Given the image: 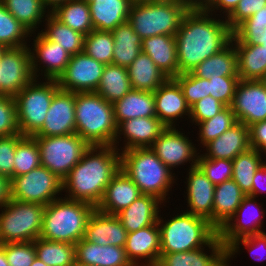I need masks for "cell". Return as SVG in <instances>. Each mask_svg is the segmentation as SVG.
<instances>
[{
    "label": "cell",
    "mask_w": 266,
    "mask_h": 266,
    "mask_svg": "<svg viewBox=\"0 0 266 266\" xmlns=\"http://www.w3.org/2000/svg\"><path fill=\"white\" fill-rule=\"evenodd\" d=\"M232 36L226 19H216L205 10L189 9L175 35L179 74L190 73L205 59L221 51L231 42Z\"/></svg>",
    "instance_id": "obj_1"
},
{
    "label": "cell",
    "mask_w": 266,
    "mask_h": 266,
    "mask_svg": "<svg viewBox=\"0 0 266 266\" xmlns=\"http://www.w3.org/2000/svg\"><path fill=\"white\" fill-rule=\"evenodd\" d=\"M121 169V153L113 146H90L62 181L66 198L95 208L111 179Z\"/></svg>",
    "instance_id": "obj_2"
},
{
    "label": "cell",
    "mask_w": 266,
    "mask_h": 266,
    "mask_svg": "<svg viewBox=\"0 0 266 266\" xmlns=\"http://www.w3.org/2000/svg\"><path fill=\"white\" fill-rule=\"evenodd\" d=\"M75 132L90 146L113 145L117 135L113 104L96 92L75 93Z\"/></svg>",
    "instance_id": "obj_3"
},
{
    "label": "cell",
    "mask_w": 266,
    "mask_h": 266,
    "mask_svg": "<svg viewBox=\"0 0 266 266\" xmlns=\"http://www.w3.org/2000/svg\"><path fill=\"white\" fill-rule=\"evenodd\" d=\"M121 153V169L137 185L141 194L157 197L163 203L168 196L175 174L150 149L133 148Z\"/></svg>",
    "instance_id": "obj_4"
},
{
    "label": "cell",
    "mask_w": 266,
    "mask_h": 266,
    "mask_svg": "<svg viewBox=\"0 0 266 266\" xmlns=\"http://www.w3.org/2000/svg\"><path fill=\"white\" fill-rule=\"evenodd\" d=\"M95 207L83 201L59 197L45 206L40 238L76 244L84 238L88 218Z\"/></svg>",
    "instance_id": "obj_5"
},
{
    "label": "cell",
    "mask_w": 266,
    "mask_h": 266,
    "mask_svg": "<svg viewBox=\"0 0 266 266\" xmlns=\"http://www.w3.org/2000/svg\"><path fill=\"white\" fill-rule=\"evenodd\" d=\"M157 223L160 228L161 254L210 248V242L218 235V230L208 220L185 211L177 213L168 221L159 215Z\"/></svg>",
    "instance_id": "obj_6"
},
{
    "label": "cell",
    "mask_w": 266,
    "mask_h": 266,
    "mask_svg": "<svg viewBox=\"0 0 266 266\" xmlns=\"http://www.w3.org/2000/svg\"><path fill=\"white\" fill-rule=\"evenodd\" d=\"M188 11L186 0L133 2L128 22L142 39L161 34L175 36Z\"/></svg>",
    "instance_id": "obj_7"
},
{
    "label": "cell",
    "mask_w": 266,
    "mask_h": 266,
    "mask_svg": "<svg viewBox=\"0 0 266 266\" xmlns=\"http://www.w3.org/2000/svg\"><path fill=\"white\" fill-rule=\"evenodd\" d=\"M3 208V209H2ZM0 213V244L40 238L45 206L11 199Z\"/></svg>",
    "instance_id": "obj_8"
},
{
    "label": "cell",
    "mask_w": 266,
    "mask_h": 266,
    "mask_svg": "<svg viewBox=\"0 0 266 266\" xmlns=\"http://www.w3.org/2000/svg\"><path fill=\"white\" fill-rule=\"evenodd\" d=\"M33 79L15 97L19 132L34 136L43 126L54 94L60 89L56 80L40 83ZM38 82V83H37Z\"/></svg>",
    "instance_id": "obj_9"
},
{
    "label": "cell",
    "mask_w": 266,
    "mask_h": 266,
    "mask_svg": "<svg viewBox=\"0 0 266 266\" xmlns=\"http://www.w3.org/2000/svg\"><path fill=\"white\" fill-rule=\"evenodd\" d=\"M33 137L40 149L41 165L62 181L90 147L77 133Z\"/></svg>",
    "instance_id": "obj_10"
},
{
    "label": "cell",
    "mask_w": 266,
    "mask_h": 266,
    "mask_svg": "<svg viewBox=\"0 0 266 266\" xmlns=\"http://www.w3.org/2000/svg\"><path fill=\"white\" fill-rule=\"evenodd\" d=\"M61 192L62 180L42 165L11 179V199L19 202L46 206Z\"/></svg>",
    "instance_id": "obj_11"
},
{
    "label": "cell",
    "mask_w": 266,
    "mask_h": 266,
    "mask_svg": "<svg viewBox=\"0 0 266 266\" xmlns=\"http://www.w3.org/2000/svg\"><path fill=\"white\" fill-rule=\"evenodd\" d=\"M30 45L8 47L0 61V94L15 97L34 76L31 70Z\"/></svg>",
    "instance_id": "obj_12"
},
{
    "label": "cell",
    "mask_w": 266,
    "mask_h": 266,
    "mask_svg": "<svg viewBox=\"0 0 266 266\" xmlns=\"http://www.w3.org/2000/svg\"><path fill=\"white\" fill-rule=\"evenodd\" d=\"M104 68L103 63L81 52L70 57L68 65L56 81L64 91L96 92Z\"/></svg>",
    "instance_id": "obj_13"
},
{
    "label": "cell",
    "mask_w": 266,
    "mask_h": 266,
    "mask_svg": "<svg viewBox=\"0 0 266 266\" xmlns=\"http://www.w3.org/2000/svg\"><path fill=\"white\" fill-rule=\"evenodd\" d=\"M255 199V197L246 195L236 212L218 230V237L226 248L236 239L264 233L261 230L263 226L261 220L265 217V210L257 206L260 204H257Z\"/></svg>",
    "instance_id": "obj_14"
},
{
    "label": "cell",
    "mask_w": 266,
    "mask_h": 266,
    "mask_svg": "<svg viewBox=\"0 0 266 266\" xmlns=\"http://www.w3.org/2000/svg\"><path fill=\"white\" fill-rule=\"evenodd\" d=\"M230 107L247 127L266 120V87L260 80H239Z\"/></svg>",
    "instance_id": "obj_15"
},
{
    "label": "cell",
    "mask_w": 266,
    "mask_h": 266,
    "mask_svg": "<svg viewBox=\"0 0 266 266\" xmlns=\"http://www.w3.org/2000/svg\"><path fill=\"white\" fill-rule=\"evenodd\" d=\"M181 133L176 127H166L160 136L153 142L150 149L171 170L188 161L190 168L197 165L198 150L189 137Z\"/></svg>",
    "instance_id": "obj_16"
},
{
    "label": "cell",
    "mask_w": 266,
    "mask_h": 266,
    "mask_svg": "<svg viewBox=\"0 0 266 266\" xmlns=\"http://www.w3.org/2000/svg\"><path fill=\"white\" fill-rule=\"evenodd\" d=\"M34 38L33 48H30L31 70L34 78L41 81L42 75L45 77L44 80H57L68 65L71 55L65 48L46 39L40 32ZM41 64H43V69Z\"/></svg>",
    "instance_id": "obj_17"
},
{
    "label": "cell",
    "mask_w": 266,
    "mask_h": 266,
    "mask_svg": "<svg viewBox=\"0 0 266 266\" xmlns=\"http://www.w3.org/2000/svg\"><path fill=\"white\" fill-rule=\"evenodd\" d=\"M75 132V93L59 89L42 128L34 136H64Z\"/></svg>",
    "instance_id": "obj_18"
},
{
    "label": "cell",
    "mask_w": 266,
    "mask_h": 266,
    "mask_svg": "<svg viewBox=\"0 0 266 266\" xmlns=\"http://www.w3.org/2000/svg\"><path fill=\"white\" fill-rule=\"evenodd\" d=\"M165 129L166 126L156 116L132 118L117 126V135L113 146L120 151L118 145L122 134L123 141L126 142L121 148L122 151L150 147Z\"/></svg>",
    "instance_id": "obj_19"
},
{
    "label": "cell",
    "mask_w": 266,
    "mask_h": 266,
    "mask_svg": "<svg viewBox=\"0 0 266 266\" xmlns=\"http://www.w3.org/2000/svg\"><path fill=\"white\" fill-rule=\"evenodd\" d=\"M124 249L133 266L158 263L161 254V237L158 223L128 233Z\"/></svg>",
    "instance_id": "obj_20"
},
{
    "label": "cell",
    "mask_w": 266,
    "mask_h": 266,
    "mask_svg": "<svg viewBox=\"0 0 266 266\" xmlns=\"http://www.w3.org/2000/svg\"><path fill=\"white\" fill-rule=\"evenodd\" d=\"M156 117L166 127H176L178 118L190 116L182 89L174 78H168L154 91ZM176 121V122H175Z\"/></svg>",
    "instance_id": "obj_21"
},
{
    "label": "cell",
    "mask_w": 266,
    "mask_h": 266,
    "mask_svg": "<svg viewBox=\"0 0 266 266\" xmlns=\"http://www.w3.org/2000/svg\"><path fill=\"white\" fill-rule=\"evenodd\" d=\"M187 181V213L205 218L213 225V198L215 185L196 165L188 168Z\"/></svg>",
    "instance_id": "obj_22"
},
{
    "label": "cell",
    "mask_w": 266,
    "mask_h": 266,
    "mask_svg": "<svg viewBox=\"0 0 266 266\" xmlns=\"http://www.w3.org/2000/svg\"><path fill=\"white\" fill-rule=\"evenodd\" d=\"M127 234L116 215L106 214L95 208L88 218L84 239L101 246L124 247Z\"/></svg>",
    "instance_id": "obj_23"
},
{
    "label": "cell",
    "mask_w": 266,
    "mask_h": 266,
    "mask_svg": "<svg viewBox=\"0 0 266 266\" xmlns=\"http://www.w3.org/2000/svg\"><path fill=\"white\" fill-rule=\"evenodd\" d=\"M202 155L213 159L233 160L237 155L251 148L250 129L242 122H237L218 138L206 143Z\"/></svg>",
    "instance_id": "obj_24"
},
{
    "label": "cell",
    "mask_w": 266,
    "mask_h": 266,
    "mask_svg": "<svg viewBox=\"0 0 266 266\" xmlns=\"http://www.w3.org/2000/svg\"><path fill=\"white\" fill-rule=\"evenodd\" d=\"M141 192L125 171L120 169L107 185L103 198L96 209L116 215L135 201Z\"/></svg>",
    "instance_id": "obj_25"
},
{
    "label": "cell",
    "mask_w": 266,
    "mask_h": 266,
    "mask_svg": "<svg viewBox=\"0 0 266 266\" xmlns=\"http://www.w3.org/2000/svg\"><path fill=\"white\" fill-rule=\"evenodd\" d=\"M211 254L204 248L185 252L160 254V266H227V252L218 235L210 242Z\"/></svg>",
    "instance_id": "obj_26"
},
{
    "label": "cell",
    "mask_w": 266,
    "mask_h": 266,
    "mask_svg": "<svg viewBox=\"0 0 266 266\" xmlns=\"http://www.w3.org/2000/svg\"><path fill=\"white\" fill-rule=\"evenodd\" d=\"M76 262L91 266H133L124 247L101 246L84 238L75 244Z\"/></svg>",
    "instance_id": "obj_27"
},
{
    "label": "cell",
    "mask_w": 266,
    "mask_h": 266,
    "mask_svg": "<svg viewBox=\"0 0 266 266\" xmlns=\"http://www.w3.org/2000/svg\"><path fill=\"white\" fill-rule=\"evenodd\" d=\"M162 203L155 196L141 194L116 216L128 233L135 232L158 221Z\"/></svg>",
    "instance_id": "obj_28"
},
{
    "label": "cell",
    "mask_w": 266,
    "mask_h": 266,
    "mask_svg": "<svg viewBox=\"0 0 266 266\" xmlns=\"http://www.w3.org/2000/svg\"><path fill=\"white\" fill-rule=\"evenodd\" d=\"M142 52L147 54L168 78L179 75L175 36L161 34L144 38Z\"/></svg>",
    "instance_id": "obj_29"
},
{
    "label": "cell",
    "mask_w": 266,
    "mask_h": 266,
    "mask_svg": "<svg viewBox=\"0 0 266 266\" xmlns=\"http://www.w3.org/2000/svg\"><path fill=\"white\" fill-rule=\"evenodd\" d=\"M133 0H93L88 3L95 30L112 31L128 21Z\"/></svg>",
    "instance_id": "obj_30"
},
{
    "label": "cell",
    "mask_w": 266,
    "mask_h": 266,
    "mask_svg": "<svg viewBox=\"0 0 266 266\" xmlns=\"http://www.w3.org/2000/svg\"><path fill=\"white\" fill-rule=\"evenodd\" d=\"M113 107L117 126L132 118L156 116L154 92L131 89Z\"/></svg>",
    "instance_id": "obj_31"
},
{
    "label": "cell",
    "mask_w": 266,
    "mask_h": 266,
    "mask_svg": "<svg viewBox=\"0 0 266 266\" xmlns=\"http://www.w3.org/2000/svg\"><path fill=\"white\" fill-rule=\"evenodd\" d=\"M246 194L233 180L215 185L213 198V226L219 230L236 212Z\"/></svg>",
    "instance_id": "obj_32"
},
{
    "label": "cell",
    "mask_w": 266,
    "mask_h": 266,
    "mask_svg": "<svg viewBox=\"0 0 266 266\" xmlns=\"http://www.w3.org/2000/svg\"><path fill=\"white\" fill-rule=\"evenodd\" d=\"M131 87L135 90L154 92L168 77L144 52L127 67Z\"/></svg>",
    "instance_id": "obj_33"
},
{
    "label": "cell",
    "mask_w": 266,
    "mask_h": 266,
    "mask_svg": "<svg viewBox=\"0 0 266 266\" xmlns=\"http://www.w3.org/2000/svg\"><path fill=\"white\" fill-rule=\"evenodd\" d=\"M191 73L205 79L211 76H238V55L234 43L231 41L221 51L205 59Z\"/></svg>",
    "instance_id": "obj_34"
},
{
    "label": "cell",
    "mask_w": 266,
    "mask_h": 266,
    "mask_svg": "<svg viewBox=\"0 0 266 266\" xmlns=\"http://www.w3.org/2000/svg\"><path fill=\"white\" fill-rule=\"evenodd\" d=\"M114 38L112 64L128 67L142 51L143 39L127 21L111 31Z\"/></svg>",
    "instance_id": "obj_35"
},
{
    "label": "cell",
    "mask_w": 266,
    "mask_h": 266,
    "mask_svg": "<svg viewBox=\"0 0 266 266\" xmlns=\"http://www.w3.org/2000/svg\"><path fill=\"white\" fill-rule=\"evenodd\" d=\"M238 55L239 80H261L266 72L263 45L234 44Z\"/></svg>",
    "instance_id": "obj_36"
},
{
    "label": "cell",
    "mask_w": 266,
    "mask_h": 266,
    "mask_svg": "<svg viewBox=\"0 0 266 266\" xmlns=\"http://www.w3.org/2000/svg\"><path fill=\"white\" fill-rule=\"evenodd\" d=\"M51 14L71 29L88 35L94 30L89 5L83 0H69L56 7Z\"/></svg>",
    "instance_id": "obj_37"
},
{
    "label": "cell",
    "mask_w": 266,
    "mask_h": 266,
    "mask_svg": "<svg viewBox=\"0 0 266 266\" xmlns=\"http://www.w3.org/2000/svg\"><path fill=\"white\" fill-rule=\"evenodd\" d=\"M132 89L127 67L105 65L96 93L111 104L120 100Z\"/></svg>",
    "instance_id": "obj_38"
},
{
    "label": "cell",
    "mask_w": 266,
    "mask_h": 266,
    "mask_svg": "<svg viewBox=\"0 0 266 266\" xmlns=\"http://www.w3.org/2000/svg\"><path fill=\"white\" fill-rule=\"evenodd\" d=\"M45 29L40 33L48 40L58 43L71 55L83 52L84 35L57 20L51 13L45 17Z\"/></svg>",
    "instance_id": "obj_39"
},
{
    "label": "cell",
    "mask_w": 266,
    "mask_h": 266,
    "mask_svg": "<svg viewBox=\"0 0 266 266\" xmlns=\"http://www.w3.org/2000/svg\"><path fill=\"white\" fill-rule=\"evenodd\" d=\"M5 8L19 21L30 33L35 31L50 13L43 6L41 0H0ZM47 13V14H46ZM44 19V20H42ZM41 22V23H40ZM38 25V26H37Z\"/></svg>",
    "instance_id": "obj_40"
},
{
    "label": "cell",
    "mask_w": 266,
    "mask_h": 266,
    "mask_svg": "<svg viewBox=\"0 0 266 266\" xmlns=\"http://www.w3.org/2000/svg\"><path fill=\"white\" fill-rule=\"evenodd\" d=\"M36 257L48 266H71L76 262L75 244L37 238Z\"/></svg>",
    "instance_id": "obj_41"
},
{
    "label": "cell",
    "mask_w": 266,
    "mask_h": 266,
    "mask_svg": "<svg viewBox=\"0 0 266 266\" xmlns=\"http://www.w3.org/2000/svg\"><path fill=\"white\" fill-rule=\"evenodd\" d=\"M262 157H264V155L260 151L250 148L246 152L237 155L232 160V179L246 195L251 194L255 172L265 162Z\"/></svg>",
    "instance_id": "obj_42"
},
{
    "label": "cell",
    "mask_w": 266,
    "mask_h": 266,
    "mask_svg": "<svg viewBox=\"0 0 266 266\" xmlns=\"http://www.w3.org/2000/svg\"><path fill=\"white\" fill-rule=\"evenodd\" d=\"M13 163V178L41 165L40 149L33 136H23L18 141Z\"/></svg>",
    "instance_id": "obj_43"
},
{
    "label": "cell",
    "mask_w": 266,
    "mask_h": 266,
    "mask_svg": "<svg viewBox=\"0 0 266 266\" xmlns=\"http://www.w3.org/2000/svg\"><path fill=\"white\" fill-rule=\"evenodd\" d=\"M114 38L111 31L92 30L84 37L83 52L104 65L112 64Z\"/></svg>",
    "instance_id": "obj_44"
},
{
    "label": "cell",
    "mask_w": 266,
    "mask_h": 266,
    "mask_svg": "<svg viewBox=\"0 0 266 266\" xmlns=\"http://www.w3.org/2000/svg\"><path fill=\"white\" fill-rule=\"evenodd\" d=\"M30 36L32 37L31 33L16 20L0 1V43L7 48L28 46L26 40Z\"/></svg>",
    "instance_id": "obj_45"
},
{
    "label": "cell",
    "mask_w": 266,
    "mask_h": 266,
    "mask_svg": "<svg viewBox=\"0 0 266 266\" xmlns=\"http://www.w3.org/2000/svg\"><path fill=\"white\" fill-rule=\"evenodd\" d=\"M237 122L238 121L231 107L226 106L211 119L204 120L197 124V126H199L198 141L204 146L209 141L218 138Z\"/></svg>",
    "instance_id": "obj_46"
},
{
    "label": "cell",
    "mask_w": 266,
    "mask_h": 266,
    "mask_svg": "<svg viewBox=\"0 0 266 266\" xmlns=\"http://www.w3.org/2000/svg\"><path fill=\"white\" fill-rule=\"evenodd\" d=\"M266 28V6L254 13L234 31L231 41L234 44L258 45V38Z\"/></svg>",
    "instance_id": "obj_47"
},
{
    "label": "cell",
    "mask_w": 266,
    "mask_h": 266,
    "mask_svg": "<svg viewBox=\"0 0 266 266\" xmlns=\"http://www.w3.org/2000/svg\"><path fill=\"white\" fill-rule=\"evenodd\" d=\"M197 166L214 185L232 179V160L207 158L200 154L198 155Z\"/></svg>",
    "instance_id": "obj_48"
},
{
    "label": "cell",
    "mask_w": 266,
    "mask_h": 266,
    "mask_svg": "<svg viewBox=\"0 0 266 266\" xmlns=\"http://www.w3.org/2000/svg\"><path fill=\"white\" fill-rule=\"evenodd\" d=\"M174 79L180 85L189 107L210 95V93H208V79L198 78L191 72L179 74Z\"/></svg>",
    "instance_id": "obj_49"
},
{
    "label": "cell",
    "mask_w": 266,
    "mask_h": 266,
    "mask_svg": "<svg viewBox=\"0 0 266 266\" xmlns=\"http://www.w3.org/2000/svg\"><path fill=\"white\" fill-rule=\"evenodd\" d=\"M20 134L14 97L0 94V137Z\"/></svg>",
    "instance_id": "obj_50"
},
{
    "label": "cell",
    "mask_w": 266,
    "mask_h": 266,
    "mask_svg": "<svg viewBox=\"0 0 266 266\" xmlns=\"http://www.w3.org/2000/svg\"><path fill=\"white\" fill-rule=\"evenodd\" d=\"M239 76H211L208 79V93L226 106H231Z\"/></svg>",
    "instance_id": "obj_51"
},
{
    "label": "cell",
    "mask_w": 266,
    "mask_h": 266,
    "mask_svg": "<svg viewBox=\"0 0 266 266\" xmlns=\"http://www.w3.org/2000/svg\"><path fill=\"white\" fill-rule=\"evenodd\" d=\"M6 260L10 266H31L36 258L34 242L4 243Z\"/></svg>",
    "instance_id": "obj_52"
},
{
    "label": "cell",
    "mask_w": 266,
    "mask_h": 266,
    "mask_svg": "<svg viewBox=\"0 0 266 266\" xmlns=\"http://www.w3.org/2000/svg\"><path fill=\"white\" fill-rule=\"evenodd\" d=\"M245 246L244 248H246L248 250V252L251 254V256L258 260V261H262L265 260L266 258V233H261V234H255V235H250V236H246L243 238H239L236 239L234 242H232L227 248H226V252H227V263L231 259H233L235 253L238 254L237 252H240V246ZM261 248L262 253L264 251L263 254L261 255H257L258 251H260ZM259 249V250H258ZM257 252V253H256Z\"/></svg>",
    "instance_id": "obj_53"
},
{
    "label": "cell",
    "mask_w": 266,
    "mask_h": 266,
    "mask_svg": "<svg viewBox=\"0 0 266 266\" xmlns=\"http://www.w3.org/2000/svg\"><path fill=\"white\" fill-rule=\"evenodd\" d=\"M225 107L226 105H224L221 101L209 95L190 107L189 118L193 122L192 124L196 125L199 122L211 119Z\"/></svg>",
    "instance_id": "obj_54"
},
{
    "label": "cell",
    "mask_w": 266,
    "mask_h": 266,
    "mask_svg": "<svg viewBox=\"0 0 266 266\" xmlns=\"http://www.w3.org/2000/svg\"><path fill=\"white\" fill-rule=\"evenodd\" d=\"M22 137L21 134L0 137V174L10 179L13 178L16 145Z\"/></svg>",
    "instance_id": "obj_55"
},
{
    "label": "cell",
    "mask_w": 266,
    "mask_h": 266,
    "mask_svg": "<svg viewBox=\"0 0 266 266\" xmlns=\"http://www.w3.org/2000/svg\"><path fill=\"white\" fill-rule=\"evenodd\" d=\"M264 6H266V0H240L234 11L226 18L229 28L234 31Z\"/></svg>",
    "instance_id": "obj_56"
},
{
    "label": "cell",
    "mask_w": 266,
    "mask_h": 266,
    "mask_svg": "<svg viewBox=\"0 0 266 266\" xmlns=\"http://www.w3.org/2000/svg\"><path fill=\"white\" fill-rule=\"evenodd\" d=\"M250 129V145L266 155V120L254 123ZM266 157V156H265Z\"/></svg>",
    "instance_id": "obj_57"
},
{
    "label": "cell",
    "mask_w": 266,
    "mask_h": 266,
    "mask_svg": "<svg viewBox=\"0 0 266 266\" xmlns=\"http://www.w3.org/2000/svg\"><path fill=\"white\" fill-rule=\"evenodd\" d=\"M240 0H214L206 9L210 14L217 13L216 11H219L220 13H223V18L225 14V19L234 11V9L237 7ZM216 9V11H215ZM215 12V13H214Z\"/></svg>",
    "instance_id": "obj_58"
},
{
    "label": "cell",
    "mask_w": 266,
    "mask_h": 266,
    "mask_svg": "<svg viewBox=\"0 0 266 266\" xmlns=\"http://www.w3.org/2000/svg\"><path fill=\"white\" fill-rule=\"evenodd\" d=\"M265 191H266V160L255 172L252 183V192L249 196L256 198L258 197L257 195Z\"/></svg>",
    "instance_id": "obj_59"
},
{
    "label": "cell",
    "mask_w": 266,
    "mask_h": 266,
    "mask_svg": "<svg viewBox=\"0 0 266 266\" xmlns=\"http://www.w3.org/2000/svg\"><path fill=\"white\" fill-rule=\"evenodd\" d=\"M11 200V179L0 174V209Z\"/></svg>",
    "instance_id": "obj_60"
},
{
    "label": "cell",
    "mask_w": 266,
    "mask_h": 266,
    "mask_svg": "<svg viewBox=\"0 0 266 266\" xmlns=\"http://www.w3.org/2000/svg\"><path fill=\"white\" fill-rule=\"evenodd\" d=\"M43 6L51 13L59 5L66 3L69 0H41ZM50 8V9H49Z\"/></svg>",
    "instance_id": "obj_61"
},
{
    "label": "cell",
    "mask_w": 266,
    "mask_h": 266,
    "mask_svg": "<svg viewBox=\"0 0 266 266\" xmlns=\"http://www.w3.org/2000/svg\"><path fill=\"white\" fill-rule=\"evenodd\" d=\"M190 10H203V0H186Z\"/></svg>",
    "instance_id": "obj_62"
},
{
    "label": "cell",
    "mask_w": 266,
    "mask_h": 266,
    "mask_svg": "<svg viewBox=\"0 0 266 266\" xmlns=\"http://www.w3.org/2000/svg\"><path fill=\"white\" fill-rule=\"evenodd\" d=\"M0 266H10L6 260L5 251L3 246L0 244Z\"/></svg>",
    "instance_id": "obj_63"
},
{
    "label": "cell",
    "mask_w": 266,
    "mask_h": 266,
    "mask_svg": "<svg viewBox=\"0 0 266 266\" xmlns=\"http://www.w3.org/2000/svg\"><path fill=\"white\" fill-rule=\"evenodd\" d=\"M258 45H263L266 49V28L263 32V35L261 37L258 38Z\"/></svg>",
    "instance_id": "obj_64"
},
{
    "label": "cell",
    "mask_w": 266,
    "mask_h": 266,
    "mask_svg": "<svg viewBox=\"0 0 266 266\" xmlns=\"http://www.w3.org/2000/svg\"><path fill=\"white\" fill-rule=\"evenodd\" d=\"M31 266H48V265H46L45 263H43L40 259L36 257Z\"/></svg>",
    "instance_id": "obj_65"
},
{
    "label": "cell",
    "mask_w": 266,
    "mask_h": 266,
    "mask_svg": "<svg viewBox=\"0 0 266 266\" xmlns=\"http://www.w3.org/2000/svg\"><path fill=\"white\" fill-rule=\"evenodd\" d=\"M214 0H203V10H205Z\"/></svg>",
    "instance_id": "obj_66"
},
{
    "label": "cell",
    "mask_w": 266,
    "mask_h": 266,
    "mask_svg": "<svg viewBox=\"0 0 266 266\" xmlns=\"http://www.w3.org/2000/svg\"><path fill=\"white\" fill-rule=\"evenodd\" d=\"M157 2V1H173V0H133V2Z\"/></svg>",
    "instance_id": "obj_67"
},
{
    "label": "cell",
    "mask_w": 266,
    "mask_h": 266,
    "mask_svg": "<svg viewBox=\"0 0 266 266\" xmlns=\"http://www.w3.org/2000/svg\"><path fill=\"white\" fill-rule=\"evenodd\" d=\"M6 46L4 44H1L0 43V61H1V58H2V55H3V52L6 50Z\"/></svg>",
    "instance_id": "obj_68"
},
{
    "label": "cell",
    "mask_w": 266,
    "mask_h": 266,
    "mask_svg": "<svg viewBox=\"0 0 266 266\" xmlns=\"http://www.w3.org/2000/svg\"><path fill=\"white\" fill-rule=\"evenodd\" d=\"M260 81H261V82L264 84V86L266 87V72H265L263 78H262Z\"/></svg>",
    "instance_id": "obj_69"
},
{
    "label": "cell",
    "mask_w": 266,
    "mask_h": 266,
    "mask_svg": "<svg viewBox=\"0 0 266 266\" xmlns=\"http://www.w3.org/2000/svg\"><path fill=\"white\" fill-rule=\"evenodd\" d=\"M71 266H91V265H82V264H79V263H77V262H75L73 265H71Z\"/></svg>",
    "instance_id": "obj_70"
},
{
    "label": "cell",
    "mask_w": 266,
    "mask_h": 266,
    "mask_svg": "<svg viewBox=\"0 0 266 266\" xmlns=\"http://www.w3.org/2000/svg\"><path fill=\"white\" fill-rule=\"evenodd\" d=\"M145 266H160V265L158 263H153V264L145 265Z\"/></svg>",
    "instance_id": "obj_71"
},
{
    "label": "cell",
    "mask_w": 266,
    "mask_h": 266,
    "mask_svg": "<svg viewBox=\"0 0 266 266\" xmlns=\"http://www.w3.org/2000/svg\"><path fill=\"white\" fill-rule=\"evenodd\" d=\"M83 1H86L87 3H90V2H92L93 0H83Z\"/></svg>",
    "instance_id": "obj_72"
}]
</instances>
